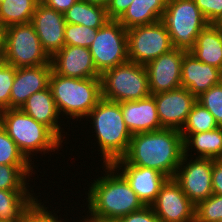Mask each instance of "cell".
Wrapping results in <instances>:
<instances>
[{"label": "cell", "mask_w": 222, "mask_h": 222, "mask_svg": "<svg viewBox=\"0 0 222 222\" xmlns=\"http://www.w3.org/2000/svg\"><path fill=\"white\" fill-rule=\"evenodd\" d=\"M100 168L105 172L99 171L102 176L93 179V183H88L89 190L84 193L87 195V202L83 203V207L87 206L86 219L93 222H114L145 206L112 164H102Z\"/></svg>", "instance_id": "1"}, {"label": "cell", "mask_w": 222, "mask_h": 222, "mask_svg": "<svg viewBox=\"0 0 222 222\" xmlns=\"http://www.w3.org/2000/svg\"><path fill=\"white\" fill-rule=\"evenodd\" d=\"M183 154L181 132L164 128L133 134L122 159L130 165L155 169L168 178H174Z\"/></svg>", "instance_id": "2"}, {"label": "cell", "mask_w": 222, "mask_h": 222, "mask_svg": "<svg viewBox=\"0 0 222 222\" xmlns=\"http://www.w3.org/2000/svg\"><path fill=\"white\" fill-rule=\"evenodd\" d=\"M84 119L91 121L89 126L93 128L92 137L97 139L101 164H112L126 154L132 134L124 123L119 102L102 98Z\"/></svg>", "instance_id": "3"}, {"label": "cell", "mask_w": 222, "mask_h": 222, "mask_svg": "<svg viewBox=\"0 0 222 222\" xmlns=\"http://www.w3.org/2000/svg\"><path fill=\"white\" fill-rule=\"evenodd\" d=\"M0 124L14 140L19 150L33 164L35 154L44 156L60 151L62 141L44 124L37 122L20 108H8L0 112ZM60 149V150H59ZM34 158V159H33Z\"/></svg>", "instance_id": "4"}, {"label": "cell", "mask_w": 222, "mask_h": 222, "mask_svg": "<svg viewBox=\"0 0 222 222\" xmlns=\"http://www.w3.org/2000/svg\"><path fill=\"white\" fill-rule=\"evenodd\" d=\"M49 87L61 117L77 122L102 99L101 78L64 77L52 70Z\"/></svg>", "instance_id": "5"}, {"label": "cell", "mask_w": 222, "mask_h": 222, "mask_svg": "<svg viewBox=\"0 0 222 222\" xmlns=\"http://www.w3.org/2000/svg\"><path fill=\"white\" fill-rule=\"evenodd\" d=\"M100 78L103 99L121 103L151 96L145 65L128 61L105 70Z\"/></svg>", "instance_id": "6"}, {"label": "cell", "mask_w": 222, "mask_h": 222, "mask_svg": "<svg viewBox=\"0 0 222 222\" xmlns=\"http://www.w3.org/2000/svg\"><path fill=\"white\" fill-rule=\"evenodd\" d=\"M161 21L174 48L190 52L199 33L209 24L194 0H168Z\"/></svg>", "instance_id": "7"}, {"label": "cell", "mask_w": 222, "mask_h": 222, "mask_svg": "<svg viewBox=\"0 0 222 222\" xmlns=\"http://www.w3.org/2000/svg\"><path fill=\"white\" fill-rule=\"evenodd\" d=\"M4 58L16 69L51 64L31 22L6 27Z\"/></svg>", "instance_id": "8"}, {"label": "cell", "mask_w": 222, "mask_h": 222, "mask_svg": "<svg viewBox=\"0 0 222 222\" xmlns=\"http://www.w3.org/2000/svg\"><path fill=\"white\" fill-rule=\"evenodd\" d=\"M89 51L100 74L128 62L127 29L118 20H109L98 29Z\"/></svg>", "instance_id": "9"}, {"label": "cell", "mask_w": 222, "mask_h": 222, "mask_svg": "<svg viewBox=\"0 0 222 222\" xmlns=\"http://www.w3.org/2000/svg\"><path fill=\"white\" fill-rule=\"evenodd\" d=\"M128 60L146 65L160 55L171 51L174 46L164 23L137 26L127 29Z\"/></svg>", "instance_id": "10"}, {"label": "cell", "mask_w": 222, "mask_h": 222, "mask_svg": "<svg viewBox=\"0 0 222 222\" xmlns=\"http://www.w3.org/2000/svg\"><path fill=\"white\" fill-rule=\"evenodd\" d=\"M212 167L213 159L182 156L174 179L195 205L213 194Z\"/></svg>", "instance_id": "11"}, {"label": "cell", "mask_w": 222, "mask_h": 222, "mask_svg": "<svg viewBox=\"0 0 222 222\" xmlns=\"http://www.w3.org/2000/svg\"><path fill=\"white\" fill-rule=\"evenodd\" d=\"M150 206L160 222H195V204L174 178L165 181Z\"/></svg>", "instance_id": "12"}, {"label": "cell", "mask_w": 222, "mask_h": 222, "mask_svg": "<svg viewBox=\"0 0 222 222\" xmlns=\"http://www.w3.org/2000/svg\"><path fill=\"white\" fill-rule=\"evenodd\" d=\"M186 51L173 48L145 65L151 95L181 87V69Z\"/></svg>", "instance_id": "13"}, {"label": "cell", "mask_w": 222, "mask_h": 222, "mask_svg": "<svg viewBox=\"0 0 222 222\" xmlns=\"http://www.w3.org/2000/svg\"><path fill=\"white\" fill-rule=\"evenodd\" d=\"M155 99L158 118L166 129L181 130L186 122L196 97L186 88L152 95Z\"/></svg>", "instance_id": "14"}, {"label": "cell", "mask_w": 222, "mask_h": 222, "mask_svg": "<svg viewBox=\"0 0 222 222\" xmlns=\"http://www.w3.org/2000/svg\"><path fill=\"white\" fill-rule=\"evenodd\" d=\"M31 23L40 39L43 50L50 58L65 46L66 21L64 13L49 8L40 1L36 6Z\"/></svg>", "instance_id": "15"}, {"label": "cell", "mask_w": 222, "mask_h": 222, "mask_svg": "<svg viewBox=\"0 0 222 222\" xmlns=\"http://www.w3.org/2000/svg\"><path fill=\"white\" fill-rule=\"evenodd\" d=\"M50 62L52 70L61 76L72 78H100L89 48L65 45L56 52Z\"/></svg>", "instance_id": "16"}, {"label": "cell", "mask_w": 222, "mask_h": 222, "mask_svg": "<svg viewBox=\"0 0 222 222\" xmlns=\"http://www.w3.org/2000/svg\"><path fill=\"white\" fill-rule=\"evenodd\" d=\"M112 165L125 177L145 206H150L155 201L162 185L168 179L155 169L133 166L122 158L114 161Z\"/></svg>", "instance_id": "17"}, {"label": "cell", "mask_w": 222, "mask_h": 222, "mask_svg": "<svg viewBox=\"0 0 222 222\" xmlns=\"http://www.w3.org/2000/svg\"><path fill=\"white\" fill-rule=\"evenodd\" d=\"M222 82V71L199 61L192 53L183 56L181 69V87L188 89L195 97L212 86Z\"/></svg>", "instance_id": "18"}, {"label": "cell", "mask_w": 222, "mask_h": 222, "mask_svg": "<svg viewBox=\"0 0 222 222\" xmlns=\"http://www.w3.org/2000/svg\"><path fill=\"white\" fill-rule=\"evenodd\" d=\"M51 72V64L16 69L10 108H21L32 94L48 88Z\"/></svg>", "instance_id": "19"}, {"label": "cell", "mask_w": 222, "mask_h": 222, "mask_svg": "<svg viewBox=\"0 0 222 222\" xmlns=\"http://www.w3.org/2000/svg\"><path fill=\"white\" fill-rule=\"evenodd\" d=\"M20 109L37 122L47 126L62 142L66 141L67 132H64L66 124L62 121L64 118L60 117L50 87L32 94ZM62 125H64L63 128Z\"/></svg>", "instance_id": "20"}, {"label": "cell", "mask_w": 222, "mask_h": 222, "mask_svg": "<svg viewBox=\"0 0 222 222\" xmlns=\"http://www.w3.org/2000/svg\"><path fill=\"white\" fill-rule=\"evenodd\" d=\"M124 123L130 133L152 132L164 129L158 118L154 97L120 103Z\"/></svg>", "instance_id": "21"}, {"label": "cell", "mask_w": 222, "mask_h": 222, "mask_svg": "<svg viewBox=\"0 0 222 222\" xmlns=\"http://www.w3.org/2000/svg\"><path fill=\"white\" fill-rule=\"evenodd\" d=\"M168 0H134L118 21L125 29L149 25L162 19Z\"/></svg>", "instance_id": "22"}, {"label": "cell", "mask_w": 222, "mask_h": 222, "mask_svg": "<svg viewBox=\"0 0 222 222\" xmlns=\"http://www.w3.org/2000/svg\"><path fill=\"white\" fill-rule=\"evenodd\" d=\"M183 145L184 155L188 157L222 159V126L211 131L188 134L183 139Z\"/></svg>", "instance_id": "23"}, {"label": "cell", "mask_w": 222, "mask_h": 222, "mask_svg": "<svg viewBox=\"0 0 222 222\" xmlns=\"http://www.w3.org/2000/svg\"><path fill=\"white\" fill-rule=\"evenodd\" d=\"M190 53L222 71V32L214 24H208L197 36Z\"/></svg>", "instance_id": "24"}, {"label": "cell", "mask_w": 222, "mask_h": 222, "mask_svg": "<svg viewBox=\"0 0 222 222\" xmlns=\"http://www.w3.org/2000/svg\"><path fill=\"white\" fill-rule=\"evenodd\" d=\"M36 195L33 190H0V220L20 222L24 212L40 196Z\"/></svg>", "instance_id": "25"}, {"label": "cell", "mask_w": 222, "mask_h": 222, "mask_svg": "<svg viewBox=\"0 0 222 222\" xmlns=\"http://www.w3.org/2000/svg\"><path fill=\"white\" fill-rule=\"evenodd\" d=\"M64 19L67 23L90 28H101L110 20L105 7L83 0H78L64 12Z\"/></svg>", "instance_id": "26"}, {"label": "cell", "mask_w": 222, "mask_h": 222, "mask_svg": "<svg viewBox=\"0 0 222 222\" xmlns=\"http://www.w3.org/2000/svg\"><path fill=\"white\" fill-rule=\"evenodd\" d=\"M40 0H5L0 2V23L5 27L30 23Z\"/></svg>", "instance_id": "27"}, {"label": "cell", "mask_w": 222, "mask_h": 222, "mask_svg": "<svg viewBox=\"0 0 222 222\" xmlns=\"http://www.w3.org/2000/svg\"><path fill=\"white\" fill-rule=\"evenodd\" d=\"M36 165H0V190H34L29 181Z\"/></svg>", "instance_id": "28"}, {"label": "cell", "mask_w": 222, "mask_h": 222, "mask_svg": "<svg viewBox=\"0 0 222 222\" xmlns=\"http://www.w3.org/2000/svg\"><path fill=\"white\" fill-rule=\"evenodd\" d=\"M219 127L213 115L197 101L191 108L186 122L180 130L184 139L188 134L211 131Z\"/></svg>", "instance_id": "29"}, {"label": "cell", "mask_w": 222, "mask_h": 222, "mask_svg": "<svg viewBox=\"0 0 222 222\" xmlns=\"http://www.w3.org/2000/svg\"><path fill=\"white\" fill-rule=\"evenodd\" d=\"M0 165H33L0 124Z\"/></svg>", "instance_id": "30"}, {"label": "cell", "mask_w": 222, "mask_h": 222, "mask_svg": "<svg viewBox=\"0 0 222 222\" xmlns=\"http://www.w3.org/2000/svg\"><path fill=\"white\" fill-rule=\"evenodd\" d=\"M222 220V195L212 194L195 205V222Z\"/></svg>", "instance_id": "31"}, {"label": "cell", "mask_w": 222, "mask_h": 222, "mask_svg": "<svg viewBox=\"0 0 222 222\" xmlns=\"http://www.w3.org/2000/svg\"><path fill=\"white\" fill-rule=\"evenodd\" d=\"M99 28H90L78 24H70L66 22L64 31L65 45L81 46L89 48L96 38Z\"/></svg>", "instance_id": "32"}, {"label": "cell", "mask_w": 222, "mask_h": 222, "mask_svg": "<svg viewBox=\"0 0 222 222\" xmlns=\"http://www.w3.org/2000/svg\"><path fill=\"white\" fill-rule=\"evenodd\" d=\"M196 101L213 115L219 126H222V82L201 93L196 97Z\"/></svg>", "instance_id": "33"}, {"label": "cell", "mask_w": 222, "mask_h": 222, "mask_svg": "<svg viewBox=\"0 0 222 222\" xmlns=\"http://www.w3.org/2000/svg\"><path fill=\"white\" fill-rule=\"evenodd\" d=\"M41 201L42 200H38L37 198L24 212L20 222H67L71 220L67 218H65V220L62 219V216L59 217L57 213H55V208L53 211H50L48 206L44 205V203L42 204Z\"/></svg>", "instance_id": "34"}, {"label": "cell", "mask_w": 222, "mask_h": 222, "mask_svg": "<svg viewBox=\"0 0 222 222\" xmlns=\"http://www.w3.org/2000/svg\"><path fill=\"white\" fill-rule=\"evenodd\" d=\"M16 68L4 63L0 67V112L10 108L11 88L14 82Z\"/></svg>", "instance_id": "35"}, {"label": "cell", "mask_w": 222, "mask_h": 222, "mask_svg": "<svg viewBox=\"0 0 222 222\" xmlns=\"http://www.w3.org/2000/svg\"><path fill=\"white\" fill-rule=\"evenodd\" d=\"M209 24L222 16V0H194Z\"/></svg>", "instance_id": "36"}, {"label": "cell", "mask_w": 222, "mask_h": 222, "mask_svg": "<svg viewBox=\"0 0 222 222\" xmlns=\"http://www.w3.org/2000/svg\"><path fill=\"white\" fill-rule=\"evenodd\" d=\"M114 222H160L159 218L154 213L151 206H144L142 209L131 212Z\"/></svg>", "instance_id": "37"}, {"label": "cell", "mask_w": 222, "mask_h": 222, "mask_svg": "<svg viewBox=\"0 0 222 222\" xmlns=\"http://www.w3.org/2000/svg\"><path fill=\"white\" fill-rule=\"evenodd\" d=\"M134 0H111L106 7L110 20H118Z\"/></svg>", "instance_id": "38"}, {"label": "cell", "mask_w": 222, "mask_h": 222, "mask_svg": "<svg viewBox=\"0 0 222 222\" xmlns=\"http://www.w3.org/2000/svg\"><path fill=\"white\" fill-rule=\"evenodd\" d=\"M212 190L213 194L222 195V159H213Z\"/></svg>", "instance_id": "39"}, {"label": "cell", "mask_w": 222, "mask_h": 222, "mask_svg": "<svg viewBox=\"0 0 222 222\" xmlns=\"http://www.w3.org/2000/svg\"><path fill=\"white\" fill-rule=\"evenodd\" d=\"M47 7L52 8L58 12H66L78 0H40Z\"/></svg>", "instance_id": "40"}, {"label": "cell", "mask_w": 222, "mask_h": 222, "mask_svg": "<svg viewBox=\"0 0 222 222\" xmlns=\"http://www.w3.org/2000/svg\"><path fill=\"white\" fill-rule=\"evenodd\" d=\"M6 27L0 23V54L5 52Z\"/></svg>", "instance_id": "41"}, {"label": "cell", "mask_w": 222, "mask_h": 222, "mask_svg": "<svg viewBox=\"0 0 222 222\" xmlns=\"http://www.w3.org/2000/svg\"><path fill=\"white\" fill-rule=\"evenodd\" d=\"M84 2L107 7L111 0H83Z\"/></svg>", "instance_id": "42"}, {"label": "cell", "mask_w": 222, "mask_h": 222, "mask_svg": "<svg viewBox=\"0 0 222 222\" xmlns=\"http://www.w3.org/2000/svg\"><path fill=\"white\" fill-rule=\"evenodd\" d=\"M222 32V16L213 23Z\"/></svg>", "instance_id": "43"}, {"label": "cell", "mask_w": 222, "mask_h": 222, "mask_svg": "<svg viewBox=\"0 0 222 222\" xmlns=\"http://www.w3.org/2000/svg\"><path fill=\"white\" fill-rule=\"evenodd\" d=\"M5 63L4 54H0V67Z\"/></svg>", "instance_id": "44"}, {"label": "cell", "mask_w": 222, "mask_h": 222, "mask_svg": "<svg viewBox=\"0 0 222 222\" xmlns=\"http://www.w3.org/2000/svg\"><path fill=\"white\" fill-rule=\"evenodd\" d=\"M79 222H93V221L88 220V219H86V218L84 217V218H82V219L79 218Z\"/></svg>", "instance_id": "45"}, {"label": "cell", "mask_w": 222, "mask_h": 222, "mask_svg": "<svg viewBox=\"0 0 222 222\" xmlns=\"http://www.w3.org/2000/svg\"><path fill=\"white\" fill-rule=\"evenodd\" d=\"M0 222H16V221H3V220H0Z\"/></svg>", "instance_id": "46"}]
</instances>
